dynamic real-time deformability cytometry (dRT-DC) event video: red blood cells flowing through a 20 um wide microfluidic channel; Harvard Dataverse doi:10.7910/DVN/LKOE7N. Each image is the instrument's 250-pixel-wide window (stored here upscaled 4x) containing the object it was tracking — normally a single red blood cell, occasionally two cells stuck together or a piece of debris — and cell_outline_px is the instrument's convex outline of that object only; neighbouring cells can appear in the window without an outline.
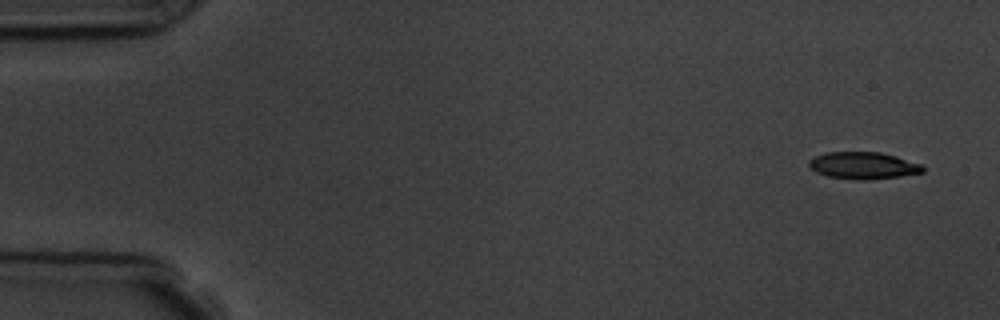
{"species": "common noctule bat (a hibernating species)", "species_latin": "Nyctalus noctula", "temperature_condition": "room temperature", "stored_images_in_passage": 6, "camera_frame_rate_fps": 3000, "um_per_image_px": 0.085, "animal": {"sex": "male", "body_mass_g": 19.5, "forearm_length_mm": 54.6}, "frame": {"image": 1, "passage_image": 1, "time_ms": 0.0, "image_size_px": [1000, 320], "cell_outline_px": [[924, 172], [900, 176], [864, 180], [860, 180], [828, 176], [816, 172], [808, 164], [808, 160], [824, 152], [880, 152], [896, 156], [924, 164]], "centroid_in_image_um": [73.4, 14.06], "position_along_channel_um": 11.6, "area_um2": 17.92}}